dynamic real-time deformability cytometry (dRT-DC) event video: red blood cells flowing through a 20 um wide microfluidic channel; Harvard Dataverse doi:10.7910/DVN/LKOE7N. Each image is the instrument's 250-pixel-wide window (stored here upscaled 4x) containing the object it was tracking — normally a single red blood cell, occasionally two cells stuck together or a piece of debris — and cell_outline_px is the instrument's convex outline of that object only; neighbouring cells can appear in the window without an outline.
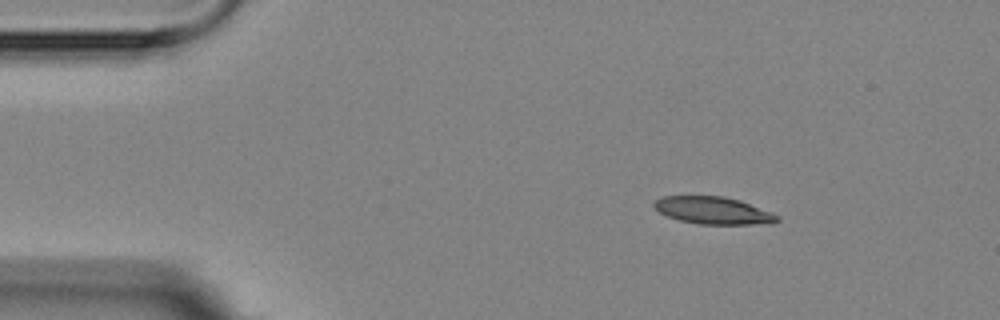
{"species": "Egyptian fruit bat (a non-hibernating species)", "species_latin": "Rousettus aegyptiacus", "temperature_condition": "room temperature", "stored_images_in_passage": 2, "camera_frame_rate_fps": 3000, "um_per_image_px": 0.085, "animal": {"sex": "female"}, "frame": {"image": 1, "passage_image": 2, "time_ms": 1.333, "image_size_px": [1000, 320], "cell_outline_px": [[780, 220], [772, 224], [700, 224], [680, 220], [668, 216], [660, 212], [652, 204], [660, 196], [724, 196], [740, 200], [772, 212], [780, 216]], "centroid_in_image_um": [60.67, 17.89], "position_along_channel_um": 24.3, "area_um2": 19.65}}